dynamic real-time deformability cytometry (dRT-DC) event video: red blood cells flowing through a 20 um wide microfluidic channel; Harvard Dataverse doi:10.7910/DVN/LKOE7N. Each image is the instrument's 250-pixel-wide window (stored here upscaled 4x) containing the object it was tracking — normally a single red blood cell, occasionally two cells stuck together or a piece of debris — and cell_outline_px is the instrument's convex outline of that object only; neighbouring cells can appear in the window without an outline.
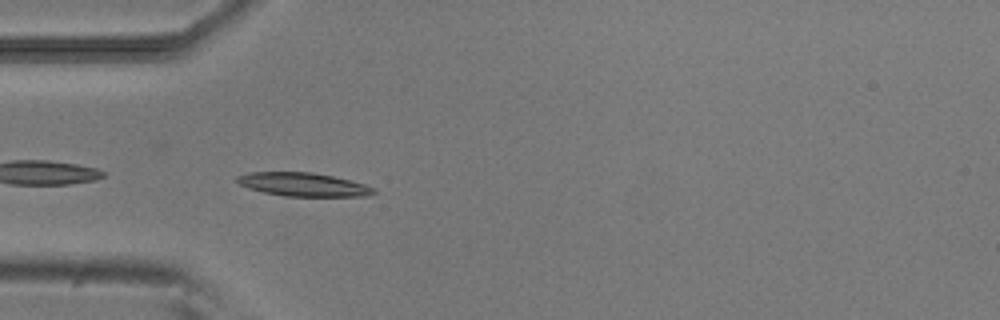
{"species": "common noctule bat (a hibernating species)", "species_latin": "Nyctalus noctula", "temperature_condition": "room temperature", "stored_images_in_passage": 39, "camera_frame_rate_fps": 3000, "um_per_image_px": 0.085, "animal": {"sex": "male", "body_mass_g": 20.5, "forearm_length_mm": 52.5}, "frame": {"image": 1, "passage_image": 2, "time_ms": 0.333, "image_size_px": [1000, 320], "cell_outline_px": [[376, 192], [364, 196], [284, 196], [264, 192], [248, 188], [240, 184], [236, 180], [236, 176], [248, 172], [312, 172], [332, 176], [364, 184], [376, 188]], "centroid_in_image_um": [25.75, 15.68], "position_along_channel_um": 59.3, "area_um2": 18.61}}
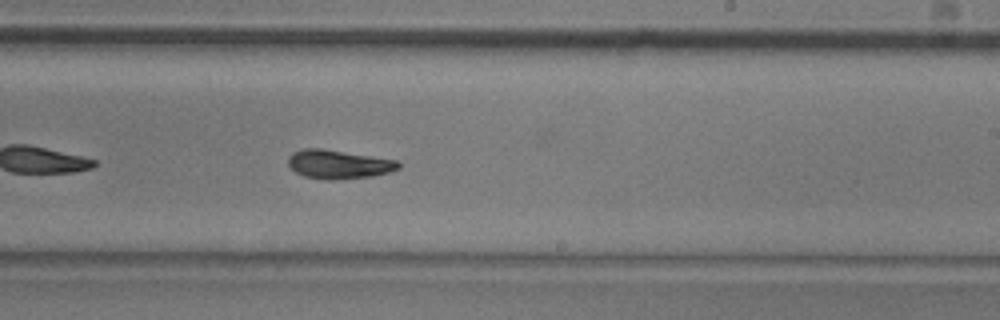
{"frame": {"image": 2, "passage_image": 18, "time_ms": 5.667, "image_size_px": [1000, 320], "cell_outline_px": [[400, 168], [388, 172], [372, 176], [332, 180], [328, 180], [304, 176], [296, 172], [288, 164], [288, 156], [292, 152], [304, 148], [320, 148], [396, 160], [400, 164]], "centroid_in_image_um": [28.74, 13.96], "position_along_channel_um": 260.3, "area_um2": 18.32}}
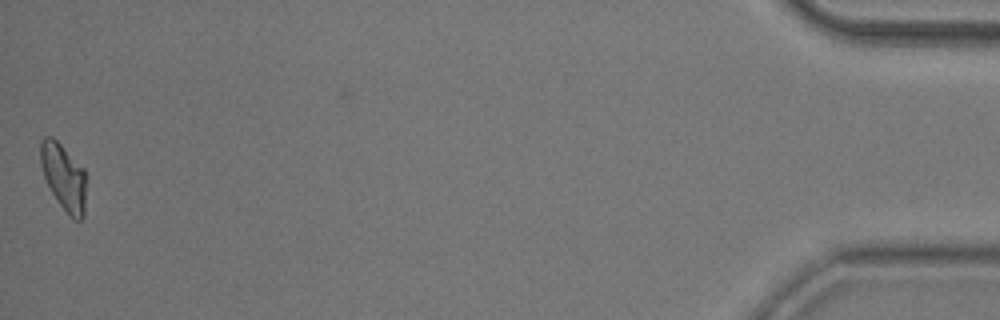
{"frame": {"image": 3, "passage_image": 39, "time_ms": 12.667, "image_size_px": [1000, 320], "cell_outline_px": [[84, 216], [80, 220], [76, 220], [68, 216], [52, 192], [44, 176], [40, 164], [40, 140], [44, 136], [52, 136], [84, 168]], "centroid_in_image_um": [5.38, 15.02], "position_along_channel_um": 429.8, "area_um2": 17.4}, "authors_computed_cell_mechanics": {"area_um2": 18.207, "velocity_mm_per_s": 3.8076, "shape_relaxation_time_tau1_ms": 3.1905, "shape_relaxation_time_tau2_ms": 3.3122, "deformation_change_tau1": 0.1724, "deformation_change_tau2": 0.1055}}